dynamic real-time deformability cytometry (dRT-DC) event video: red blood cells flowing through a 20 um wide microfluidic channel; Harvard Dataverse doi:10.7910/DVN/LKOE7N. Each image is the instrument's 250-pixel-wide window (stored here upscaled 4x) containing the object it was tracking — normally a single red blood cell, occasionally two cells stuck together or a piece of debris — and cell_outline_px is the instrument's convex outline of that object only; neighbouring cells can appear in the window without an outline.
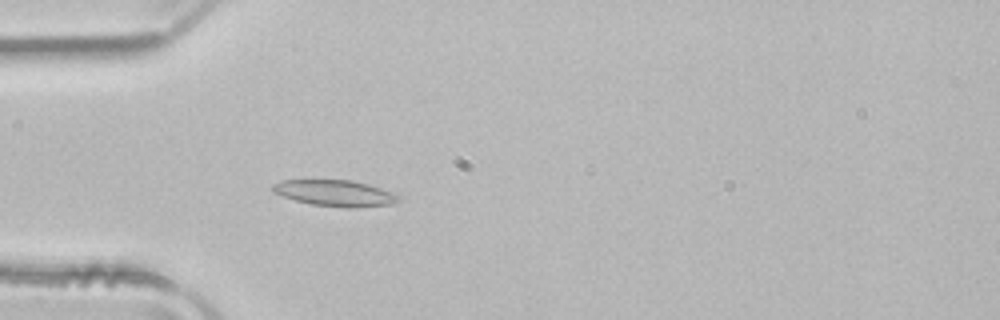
{"species": "common noctule bat (a hibernating species)", "species_latin": "Nyctalus noctula", "temperature_condition": "room temperature", "stored_images_in_passage": 50, "camera_frame_rate_fps": 3000, "um_per_image_px": 0.085, "animal": {"sex": "male", "body_mass_g": 21.5, "forearm_length_mm": 52.0}, "frame": {"image": 1, "passage_image": 14, "time_ms": 4.333, "image_size_px": [1000, 320], "cell_outline_px": [[400, 200], [392, 204], [356, 208], [344, 208], [312, 204], [296, 200], [272, 192], [272, 184], [280, 180], [352, 180], [368, 184], [380, 188], [400, 196]], "centroid_in_image_um": [28.48, 16.42], "position_along_channel_um": 56.5, "area_um2": 19.19}}
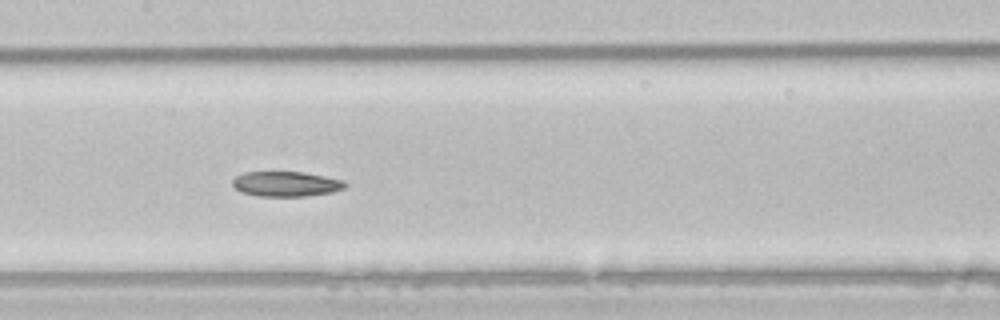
{"frame": {"image": 2, "passage_image": 24, "time_ms": 7.667, "image_size_px": [1000, 320], "cell_outline_px": [[348, 184], [344, 188], [332, 192], [304, 196], [260, 196], [240, 192], [232, 184], [232, 180], [236, 176], [244, 172], [304, 172], [344, 180]], "centroid_in_image_um": [24.32, 15.63], "position_along_channel_um": 183.1, "area_um2": 16.42}}
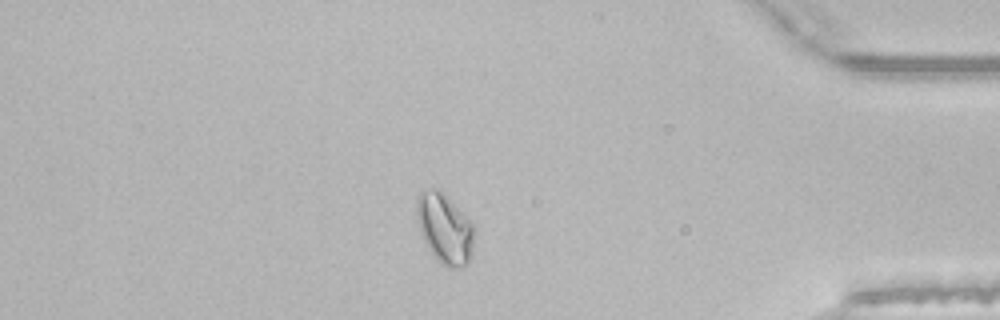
{"frame": {"image": 3, "passage_image": 43, "time_ms": 14.0, "image_size_px": [1000, 320], "cell_outline_px": [[476, 232], [472, 256], [468, 264], [460, 268], [448, 268], [440, 264], [436, 260], [428, 248], [424, 240], [416, 220], [416, 196], [420, 192], [432, 184], [476, 228]], "centroid_in_image_um": [37.79, 19.47], "position_along_channel_um": 397.4, "area_um2": 23.76}, "authors_computed_cell_mechanics": {"area_um2": 18.8139, "velocity_mm_per_s": 3.9505, "shape_relaxation_time_tau1_ms": 11.1616, "shape_relaxation_time_tau2_ms": 9.5502, "deformation_change_tau1": 0.1782, "deformation_change_tau2": 0.1165}}